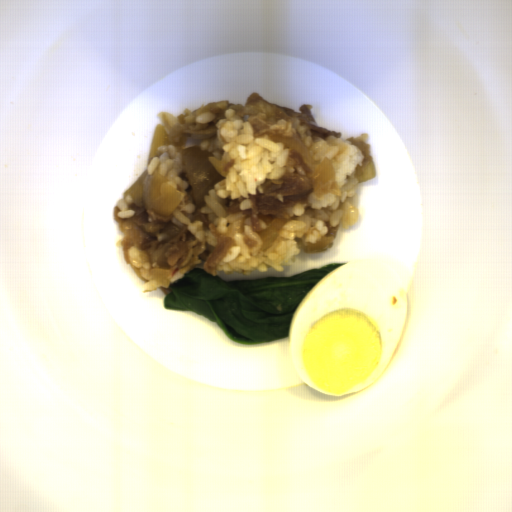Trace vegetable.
Wrapping results in <instances>:
<instances>
[{"instance_id": "1", "label": "vegetable", "mask_w": 512, "mask_h": 512, "mask_svg": "<svg viewBox=\"0 0 512 512\" xmlns=\"http://www.w3.org/2000/svg\"><path fill=\"white\" fill-rule=\"evenodd\" d=\"M347 262L316 267L291 277L226 281L192 267L162 299L164 309L191 311L215 322L240 345L288 338L289 323L303 297L326 274Z\"/></svg>"}]
</instances>
